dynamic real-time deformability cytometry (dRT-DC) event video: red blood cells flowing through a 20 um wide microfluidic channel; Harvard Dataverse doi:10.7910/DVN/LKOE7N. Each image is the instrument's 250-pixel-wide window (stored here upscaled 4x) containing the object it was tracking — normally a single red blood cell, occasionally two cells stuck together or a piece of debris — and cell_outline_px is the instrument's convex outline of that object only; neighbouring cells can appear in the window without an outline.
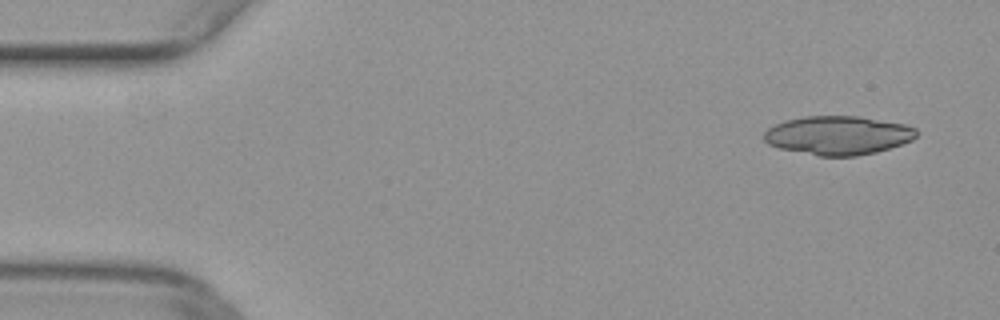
{"species": "common noctule bat (a hibernating species)", "species_latin": "Nyctalus noctula", "temperature_condition": "warm", "stored_images_in_passage": 40, "camera_frame_rate_fps": 3000, "um_per_image_px": 0.085, "animal": {"sex": "female", "body_mass_g": 29.2, "forearm_length_mm": 56.3}, "frame": {"image": 1, "passage_image": 1, "time_ms": 0.0, "image_size_px": [1000, 320], "cell_outline_px": [[916, 136], [912, 140], [876, 152], [856, 156], [820, 156], [780, 148], [768, 144], [764, 140], [764, 132], [768, 128], [784, 120], [804, 116], [860, 116], [904, 124], [916, 128]], "centroid_in_image_um": [71.22, 11.49], "position_along_channel_um": 13.8, "area_um2": 34.33}}
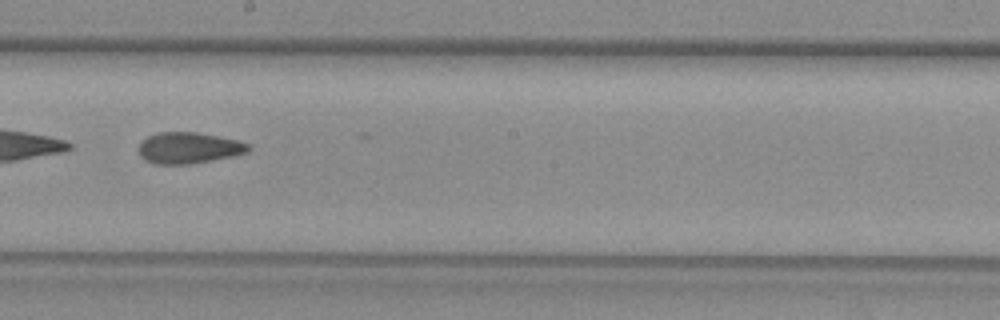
{"frame": {"image": 2, "passage_image": 26, "time_ms": 8.333, "image_size_px": [1000, 320], "cell_outline_px": [[252, 148], [248, 152], [232, 156], [192, 164], [152, 164], [144, 160], [140, 156], [140, 144], [148, 136], [160, 132], [196, 132], [240, 140], [248, 144]], "centroid_in_image_um": [16.07, 12.58], "position_along_channel_um": 232.1, "area_um2": 20.0}}
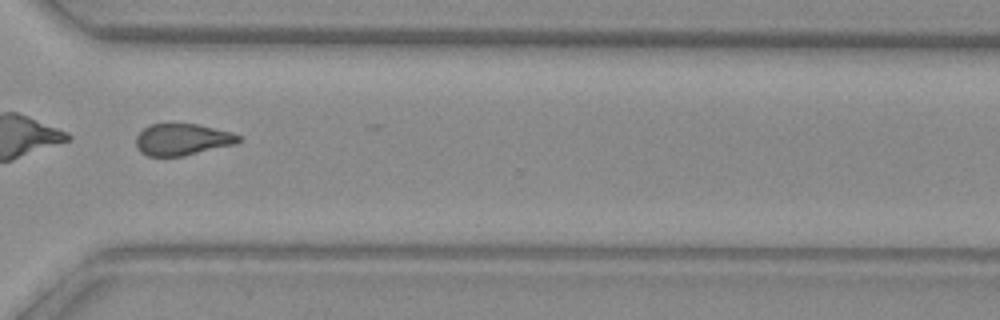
{"frame": {"image": 3, "passage_image": 35, "time_ms": 11.333, "image_size_px": [1000, 320], "cell_outline_px": [[240, 140], [236, 144], [180, 156], [148, 156], [140, 152], [136, 144], [136, 136], [144, 128], [152, 124], [196, 124], [232, 132], [240, 136]], "centroid_in_image_um": [15.49, 11.86], "position_along_channel_um": 355.1, "area_um2": 18.67}}